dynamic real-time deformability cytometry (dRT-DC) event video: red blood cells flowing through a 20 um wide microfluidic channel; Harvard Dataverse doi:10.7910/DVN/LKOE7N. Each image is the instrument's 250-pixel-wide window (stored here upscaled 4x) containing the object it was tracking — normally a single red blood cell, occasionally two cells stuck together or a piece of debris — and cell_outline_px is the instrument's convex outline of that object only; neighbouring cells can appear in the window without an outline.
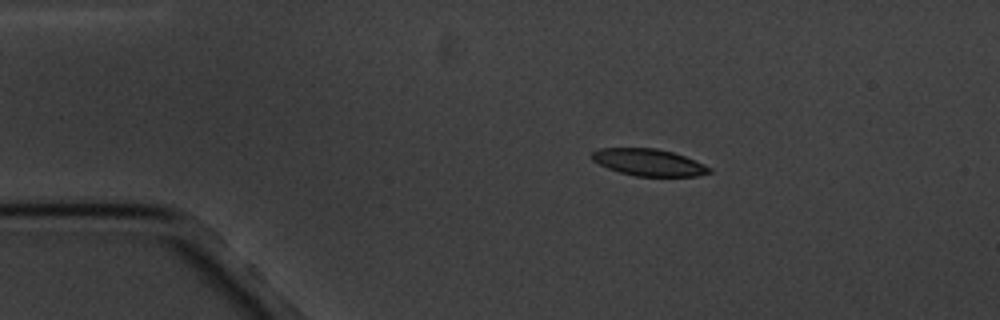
{"species": "common noctule bat (a hibernating species)", "species_latin": "Nyctalus noctula", "temperature_condition": "cold", "stored_images_in_passage": 5, "camera_frame_rate_fps": 3000, "um_per_image_px": 0.085, "animal": {"sex": "male", "body_mass_g": 20.1, "forearm_length_mm": 53.5}, "frame": {"image": 1, "passage_image": 2, "time_ms": 1.333, "image_size_px": [1000, 320], "cell_outline_px": [[712, 172], [696, 176], [636, 176], [620, 172], [608, 168], [592, 160], [592, 152], [600, 148], [656, 148], [672, 152], [684, 156], [704, 164], [712, 168]], "centroid_in_image_um": [55.16, 13.8], "position_along_channel_um": 29.8, "area_um2": 18.26}}
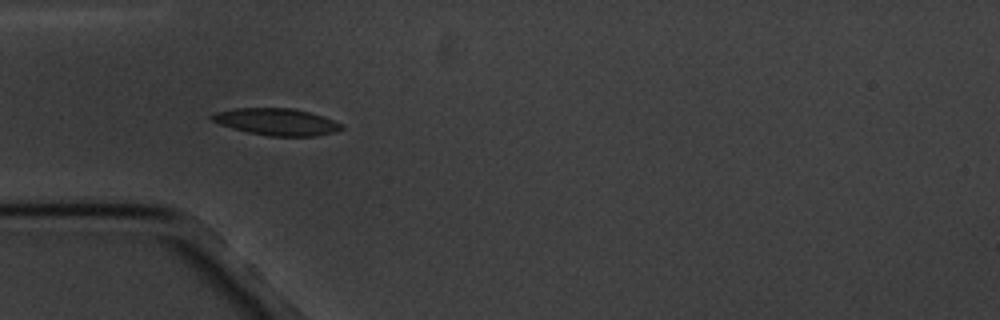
{"frame": {"image": 2, "passage_image": 4, "time_ms": 3.667, "image_size_px": [1000, 320], "cell_outline_px": [[344, 128], [336, 132], [316, 136], [268, 136], [248, 132], [232, 128], [220, 124], [212, 120], [208, 116], [216, 112], [236, 108], [292, 108], [308, 112], [332, 120], [340, 124]], "centroid_in_image_um": [23.48, 10.36], "position_along_channel_um": 61.5, "area_um2": 20.11}}
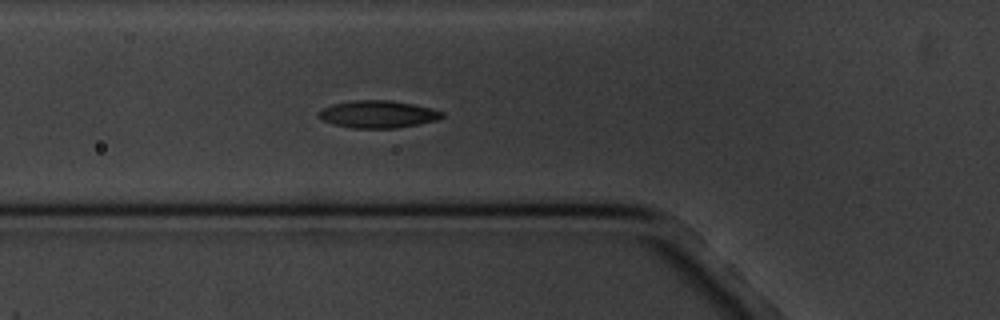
{"frame": {"image": 3, "passage_image": 5, "time_ms": 4.667, "image_size_px": [1000, 320], "cell_outline_px": [[444, 116], [436, 120], [396, 128], [352, 128], [332, 124], [316, 116], [316, 112], [320, 108], [332, 104], [356, 100], [392, 100], [412, 104], [444, 112]], "centroid_in_image_um": [32.04, 9.7], "position_along_channel_um": 93.8, "area_um2": 19.65}}